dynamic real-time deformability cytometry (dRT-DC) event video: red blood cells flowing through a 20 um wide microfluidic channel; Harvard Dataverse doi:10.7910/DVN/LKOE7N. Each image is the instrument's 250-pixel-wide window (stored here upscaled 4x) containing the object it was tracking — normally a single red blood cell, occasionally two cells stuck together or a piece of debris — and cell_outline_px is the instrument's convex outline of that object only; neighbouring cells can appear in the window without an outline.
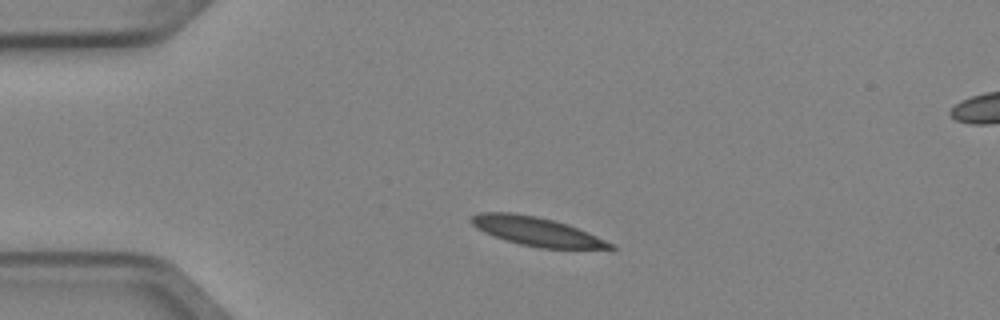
{"species": "Egyptian fruit bat (a non-hibernating species)", "species_latin": "Rousettus aegyptiacus", "temperature_condition": "cold", "stored_images_in_passage": 3, "segment_of_instrument_passage": [1, 2], "camera_frame_rate_fps": 3000, "um_per_image_px": 0.085, "animal": {"sex": "female"}, "frame": {"image": 1, "passage_image": 1, "time_ms": 0.0, "image_size_px": [1000, 320], "cell_outline_px": [[616, 248], [540, 248], [520, 244], [484, 232], [476, 228], [468, 220], [472, 216], [480, 212], [512, 212], [536, 216], [568, 224], [588, 232], [616, 244]], "centroid_in_image_um": [45.61, 19.66], "position_along_channel_um": 39.4, "area_um2": 23.12}}